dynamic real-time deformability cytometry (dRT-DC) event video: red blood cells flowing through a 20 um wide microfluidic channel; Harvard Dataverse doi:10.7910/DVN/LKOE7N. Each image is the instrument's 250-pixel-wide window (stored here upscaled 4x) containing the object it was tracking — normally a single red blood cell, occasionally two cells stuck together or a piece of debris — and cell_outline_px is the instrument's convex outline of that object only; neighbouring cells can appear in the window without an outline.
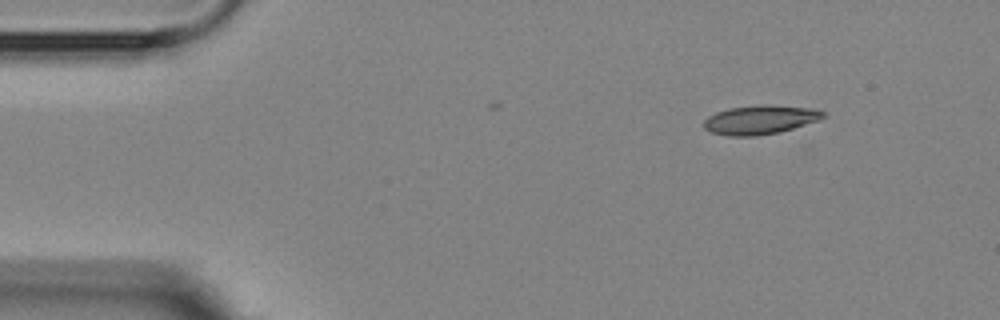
{"species": "Egyptian fruit bat (a non-hibernating species)", "species_latin": "Rousettus aegyptiacus", "temperature_condition": "room temperature", "stored_images_in_passage": 5, "segment_of_instrument_passage": [2, 2], "camera_frame_rate_fps": 3000, "um_per_image_px": 0.085, "animal": {"sex": "female"}, "frame": {"image": 1, "passage_image": 5, "time_ms": 6.0, "image_size_px": [1000, 320], "cell_outline_px": [[828, 116], [820, 120], [780, 132], [756, 136], [728, 136], [708, 132], [704, 128], [704, 120], [708, 116], [716, 112], [728, 108], [760, 104], [768, 104], [816, 108], [828, 112]], "centroid_in_image_um": [64.67, 10.16], "position_along_channel_um": 20.3, "area_um2": 20.75}}